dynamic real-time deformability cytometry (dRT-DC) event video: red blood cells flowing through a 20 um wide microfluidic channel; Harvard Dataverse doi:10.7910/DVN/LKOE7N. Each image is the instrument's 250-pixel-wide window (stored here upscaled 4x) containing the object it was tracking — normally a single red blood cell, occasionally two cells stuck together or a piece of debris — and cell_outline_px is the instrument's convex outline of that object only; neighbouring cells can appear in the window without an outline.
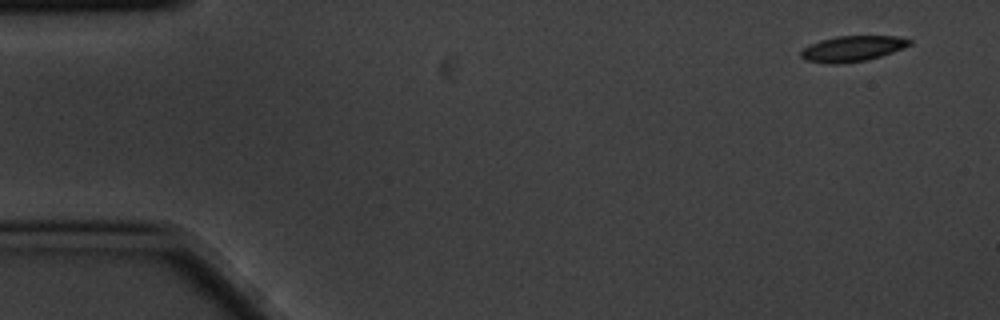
{"species": "common noctule bat (a hibernating species)", "species_latin": "Nyctalus noctula", "temperature_condition": "cold", "stored_images_in_passage": 5, "camera_frame_rate_fps": 3000, "um_per_image_px": 0.085, "animal": {"sex": "male", "body_mass_g": 20.1, "forearm_length_mm": 53.5}, "frame": {"image": 1, "passage_image": 1, "time_ms": 0.0, "image_size_px": [1000, 320], "cell_outline_px": [[912, 44], [904, 48], [880, 56], [864, 60], [836, 64], [828, 64], [804, 60], [800, 56], [800, 52], [808, 44], [820, 40], [836, 36], [896, 36], [912, 40]], "centroid_in_image_um": [72.42, 4.13], "position_along_channel_um": 12.6, "area_um2": 16.24}}